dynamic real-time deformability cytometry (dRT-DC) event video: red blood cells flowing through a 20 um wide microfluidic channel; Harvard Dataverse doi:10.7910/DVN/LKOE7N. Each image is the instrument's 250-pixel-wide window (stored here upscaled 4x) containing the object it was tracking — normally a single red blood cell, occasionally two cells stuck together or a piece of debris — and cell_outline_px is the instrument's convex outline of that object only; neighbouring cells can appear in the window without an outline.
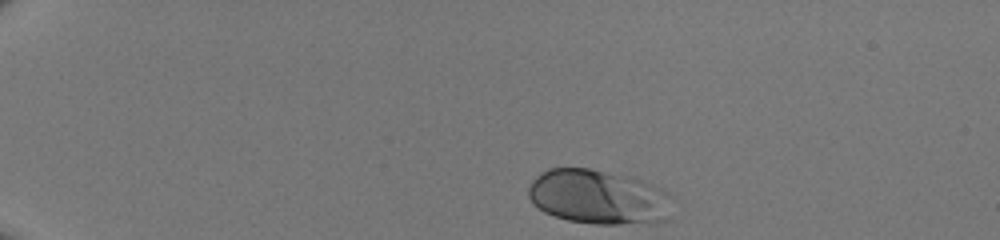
{"species": "human", "species_latin": "Homo sapiens", "temperature_condition": "room temperature", "stored_images_in_passage": 35, "camera_frame_rate_fps": 3000, "um_per_image_px": 0.085, "donor": {"sex": "male"}, "frame": {"image": 1, "passage_image": 1, "time_ms": 0.0, "image_size_px": [1000, 240], "cell_outline_px": [[668, 196], [664, 220], [616, 224], [596, 224], [568, 220], [544, 212], [532, 204], [528, 196], [528, 188], [532, 180], [540, 172], [548, 168], [588, 168], [632, 176], [660, 188], [668, 192]], "centroid_in_image_um": [50.74, 16.71], "position_along_channel_um": 34.3, "area_um2": 45.2}}
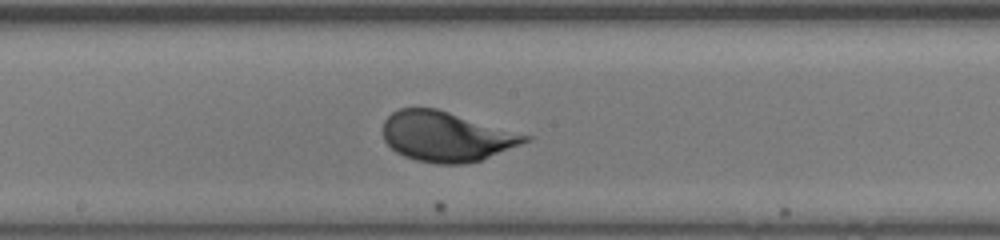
{"frame": {"image": 2, "passage_image": 20, "time_ms": 6.333, "image_size_px": [1000, 240], "cell_outline_px": [[532, 140], [480, 160], [464, 164], [436, 164], [416, 160], [404, 156], [396, 152], [384, 140], [384, 120], [392, 112], [400, 108], [436, 108], [532, 136]], "centroid_in_image_um": [37.94, 11.61], "position_along_channel_um": 210.3, "area_um2": 41.15}}
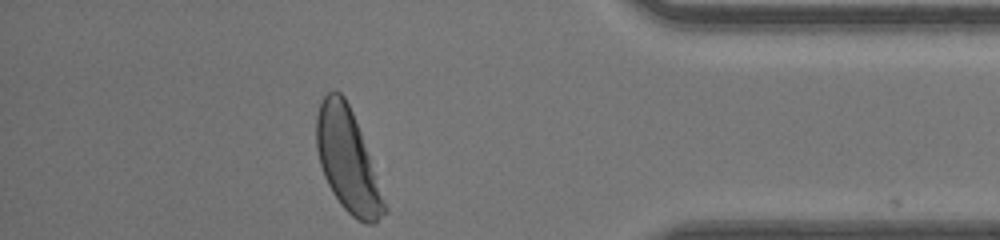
{"frame": {"image": 3, "passage_image": 35, "time_ms": 11.333, "image_size_px": [1000, 240], "cell_outline_px": [[388, 212], [376, 224], [364, 224], [356, 220], [340, 204], [332, 192], [324, 176], [320, 164], [316, 148], [316, 116], [320, 104], [324, 96], [328, 92], [336, 88], [344, 96], [352, 112], [360, 132], [388, 208]], "centroid_in_image_um": [29.54, 13.67], "position_along_channel_um": 405.7, "area_um2": 40.4}}